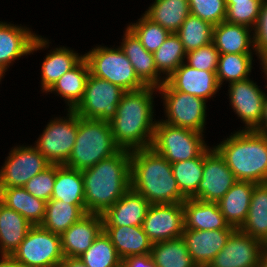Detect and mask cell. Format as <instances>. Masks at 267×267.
<instances>
[{"label":"cell","instance_id":"cell-1","mask_svg":"<svg viewBox=\"0 0 267 267\" xmlns=\"http://www.w3.org/2000/svg\"><path fill=\"white\" fill-rule=\"evenodd\" d=\"M155 89L146 86L122 95L116 114L109 121L114 141L120 149L133 151L151 147L157 123L153 119Z\"/></svg>","mask_w":267,"mask_h":267},{"label":"cell","instance_id":"cell-2","mask_svg":"<svg viewBox=\"0 0 267 267\" xmlns=\"http://www.w3.org/2000/svg\"><path fill=\"white\" fill-rule=\"evenodd\" d=\"M87 213L103 214L131 188V151L120 149L82 171Z\"/></svg>","mask_w":267,"mask_h":267},{"label":"cell","instance_id":"cell-3","mask_svg":"<svg viewBox=\"0 0 267 267\" xmlns=\"http://www.w3.org/2000/svg\"><path fill=\"white\" fill-rule=\"evenodd\" d=\"M131 188L150 204L183 203L172 165L151 147L131 151Z\"/></svg>","mask_w":267,"mask_h":267},{"label":"cell","instance_id":"cell-4","mask_svg":"<svg viewBox=\"0 0 267 267\" xmlns=\"http://www.w3.org/2000/svg\"><path fill=\"white\" fill-rule=\"evenodd\" d=\"M214 147L237 181L267 183V135L239 130Z\"/></svg>","mask_w":267,"mask_h":267},{"label":"cell","instance_id":"cell-5","mask_svg":"<svg viewBox=\"0 0 267 267\" xmlns=\"http://www.w3.org/2000/svg\"><path fill=\"white\" fill-rule=\"evenodd\" d=\"M119 150L109 121L78 116L77 138L64 166L83 171L115 155Z\"/></svg>","mask_w":267,"mask_h":267},{"label":"cell","instance_id":"cell-6","mask_svg":"<svg viewBox=\"0 0 267 267\" xmlns=\"http://www.w3.org/2000/svg\"><path fill=\"white\" fill-rule=\"evenodd\" d=\"M151 148L170 164L200 156L207 148L203 133L157 121Z\"/></svg>","mask_w":267,"mask_h":267},{"label":"cell","instance_id":"cell-7","mask_svg":"<svg viewBox=\"0 0 267 267\" xmlns=\"http://www.w3.org/2000/svg\"><path fill=\"white\" fill-rule=\"evenodd\" d=\"M84 58L94 77L105 79L125 91H137L146 87L120 47L111 49L98 46L84 54Z\"/></svg>","mask_w":267,"mask_h":267},{"label":"cell","instance_id":"cell-8","mask_svg":"<svg viewBox=\"0 0 267 267\" xmlns=\"http://www.w3.org/2000/svg\"><path fill=\"white\" fill-rule=\"evenodd\" d=\"M12 256L27 267H59L64 259L60 235L32 226Z\"/></svg>","mask_w":267,"mask_h":267},{"label":"cell","instance_id":"cell-9","mask_svg":"<svg viewBox=\"0 0 267 267\" xmlns=\"http://www.w3.org/2000/svg\"><path fill=\"white\" fill-rule=\"evenodd\" d=\"M67 110L69 116L51 120L35 145L51 165L66 164L77 138L78 115Z\"/></svg>","mask_w":267,"mask_h":267},{"label":"cell","instance_id":"cell-10","mask_svg":"<svg viewBox=\"0 0 267 267\" xmlns=\"http://www.w3.org/2000/svg\"><path fill=\"white\" fill-rule=\"evenodd\" d=\"M163 96L165 113L163 120L172 126L203 133L206 119V101L200 97L173 90L166 82L157 88Z\"/></svg>","mask_w":267,"mask_h":267},{"label":"cell","instance_id":"cell-11","mask_svg":"<svg viewBox=\"0 0 267 267\" xmlns=\"http://www.w3.org/2000/svg\"><path fill=\"white\" fill-rule=\"evenodd\" d=\"M125 92L118 85L90 74L83 98L73 110L83 118L110 121Z\"/></svg>","mask_w":267,"mask_h":267},{"label":"cell","instance_id":"cell-12","mask_svg":"<svg viewBox=\"0 0 267 267\" xmlns=\"http://www.w3.org/2000/svg\"><path fill=\"white\" fill-rule=\"evenodd\" d=\"M51 164L35 146L14 147L0 170V188L24 187Z\"/></svg>","mask_w":267,"mask_h":267},{"label":"cell","instance_id":"cell-13","mask_svg":"<svg viewBox=\"0 0 267 267\" xmlns=\"http://www.w3.org/2000/svg\"><path fill=\"white\" fill-rule=\"evenodd\" d=\"M236 182L224 157L215 147H208L204 151L203 177L197 192L191 198L218 203Z\"/></svg>","mask_w":267,"mask_h":267},{"label":"cell","instance_id":"cell-14","mask_svg":"<svg viewBox=\"0 0 267 267\" xmlns=\"http://www.w3.org/2000/svg\"><path fill=\"white\" fill-rule=\"evenodd\" d=\"M265 244L235 229L207 267H258Z\"/></svg>","mask_w":267,"mask_h":267},{"label":"cell","instance_id":"cell-15","mask_svg":"<svg viewBox=\"0 0 267 267\" xmlns=\"http://www.w3.org/2000/svg\"><path fill=\"white\" fill-rule=\"evenodd\" d=\"M142 227L153 243L182 237L185 229L183 204H151Z\"/></svg>","mask_w":267,"mask_h":267},{"label":"cell","instance_id":"cell-16","mask_svg":"<svg viewBox=\"0 0 267 267\" xmlns=\"http://www.w3.org/2000/svg\"><path fill=\"white\" fill-rule=\"evenodd\" d=\"M49 41L27 27L0 22V71L5 74L15 59L47 47Z\"/></svg>","mask_w":267,"mask_h":267},{"label":"cell","instance_id":"cell-17","mask_svg":"<svg viewBox=\"0 0 267 267\" xmlns=\"http://www.w3.org/2000/svg\"><path fill=\"white\" fill-rule=\"evenodd\" d=\"M229 85L230 105L245 123L243 130H255L263 116L266 94L250 78Z\"/></svg>","mask_w":267,"mask_h":267},{"label":"cell","instance_id":"cell-18","mask_svg":"<svg viewBox=\"0 0 267 267\" xmlns=\"http://www.w3.org/2000/svg\"><path fill=\"white\" fill-rule=\"evenodd\" d=\"M235 230L233 226L218 230L184 229L182 238L186 243L192 261L198 267H207L214 256L225 246Z\"/></svg>","mask_w":267,"mask_h":267},{"label":"cell","instance_id":"cell-19","mask_svg":"<svg viewBox=\"0 0 267 267\" xmlns=\"http://www.w3.org/2000/svg\"><path fill=\"white\" fill-rule=\"evenodd\" d=\"M173 90L204 99L213 97L221 88L216 78V71L195 69L185 61L165 81Z\"/></svg>","mask_w":267,"mask_h":267},{"label":"cell","instance_id":"cell-20","mask_svg":"<svg viewBox=\"0 0 267 267\" xmlns=\"http://www.w3.org/2000/svg\"><path fill=\"white\" fill-rule=\"evenodd\" d=\"M102 231V214L87 213L84 215L60 235L64 257L82 255Z\"/></svg>","mask_w":267,"mask_h":267},{"label":"cell","instance_id":"cell-21","mask_svg":"<svg viewBox=\"0 0 267 267\" xmlns=\"http://www.w3.org/2000/svg\"><path fill=\"white\" fill-rule=\"evenodd\" d=\"M120 48L134 67L138 78L146 85L160 87L165 81L157 70L154 54L148 52L137 36L127 27Z\"/></svg>","mask_w":267,"mask_h":267},{"label":"cell","instance_id":"cell-22","mask_svg":"<svg viewBox=\"0 0 267 267\" xmlns=\"http://www.w3.org/2000/svg\"><path fill=\"white\" fill-rule=\"evenodd\" d=\"M151 204L130 188L103 214V226H142Z\"/></svg>","mask_w":267,"mask_h":267},{"label":"cell","instance_id":"cell-23","mask_svg":"<svg viewBox=\"0 0 267 267\" xmlns=\"http://www.w3.org/2000/svg\"><path fill=\"white\" fill-rule=\"evenodd\" d=\"M119 257L123 260L130 256L151 253L153 242L142 226H103Z\"/></svg>","mask_w":267,"mask_h":267},{"label":"cell","instance_id":"cell-24","mask_svg":"<svg viewBox=\"0 0 267 267\" xmlns=\"http://www.w3.org/2000/svg\"><path fill=\"white\" fill-rule=\"evenodd\" d=\"M182 204L185 229L218 230L229 227L217 202L187 198Z\"/></svg>","mask_w":267,"mask_h":267},{"label":"cell","instance_id":"cell-25","mask_svg":"<svg viewBox=\"0 0 267 267\" xmlns=\"http://www.w3.org/2000/svg\"><path fill=\"white\" fill-rule=\"evenodd\" d=\"M256 183L237 181L219 200L218 205L229 226L239 229L246 220Z\"/></svg>","mask_w":267,"mask_h":267},{"label":"cell","instance_id":"cell-26","mask_svg":"<svg viewBox=\"0 0 267 267\" xmlns=\"http://www.w3.org/2000/svg\"><path fill=\"white\" fill-rule=\"evenodd\" d=\"M250 29L223 21L213 26L212 42L220 54L252 53L250 47L254 50V38L250 36Z\"/></svg>","mask_w":267,"mask_h":267},{"label":"cell","instance_id":"cell-27","mask_svg":"<svg viewBox=\"0 0 267 267\" xmlns=\"http://www.w3.org/2000/svg\"><path fill=\"white\" fill-rule=\"evenodd\" d=\"M0 202L20 213L32 226L41 225L46 201L38 199L23 187L0 188Z\"/></svg>","mask_w":267,"mask_h":267},{"label":"cell","instance_id":"cell-28","mask_svg":"<svg viewBox=\"0 0 267 267\" xmlns=\"http://www.w3.org/2000/svg\"><path fill=\"white\" fill-rule=\"evenodd\" d=\"M32 225L18 212L0 202V253L12 255Z\"/></svg>","mask_w":267,"mask_h":267},{"label":"cell","instance_id":"cell-29","mask_svg":"<svg viewBox=\"0 0 267 267\" xmlns=\"http://www.w3.org/2000/svg\"><path fill=\"white\" fill-rule=\"evenodd\" d=\"M90 75L88 62L83 58L74 68L63 74L47 92H57L67 100L69 110H73L82 100Z\"/></svg>","mask_w":267,"mask_h":267},{"label":"cell","instance_id":"cell-30","mask_svg":"<svg viewBox=\"0 0 267 267\" xmlns=\"http://www.w3.org/2000/svg\"><path fill=\"white\" fill-rule=\"evenodd\" d=\"M190 14L189 0H155L144 15L170 33H176Z\"/></svg>","mask_w":267,"mask_h":267},{"label":"cell","instance_id":"cell-31","mask_svg":"<svg viewBox=\"0 0 267 267\" xmlns=\"http://www.w3.org/2000/svg\"><path fill=\"white\" fill-rule=\"evenodd\" d=\"M239 230L267 242V183L254 186L246 220Z\"/></svg>","mask_w":267,"mask_h":267},{"label":"cell","instance_id":"cell-32","mask_svg":"<svg viewBox=\"0 0 267 267\" xmlns=\"http://www.w3.org/2000/svg\"><path fill=\"white\" fill-rule=\"evenodd\" d=\"M51 199L85 206L82 171L56 165V178Z\"/></svg>","mask_w":267,"mask_h":267},{"label":"cell","instance_id":"cell-33","mask_svg":"<svg viewBox=\"0 0 267 267\" xmlns=\"http://www.w3.org/2000/svg\"><path fill=\"white\" fill-rule=\"evenodd\" d=\"M86 214V206H77L51 199L46 203L45 216L40 226L61 235Z\"/></svg>","mask_w":267,"mask_h":267},{"label":"cell","instance_id":"cell-34","mask_svg":"<svg viewBox=\"0 0 267 267\" xmlns=\"http://www.w3.org/2000/svg\"><path fill=\"white\" fill-rule=\"evenodd\" d=\"M83 58L84 55L79 56L78 53L66 47L51 50L42 63L43 92H47L63 74L74 68Z\"/></svg>","mask_w":267,"mask_h":267},{"label":"cell","instance_id":"cell-35","mask_svg":"<svg viewBox=\"0 0 267 267\" xmlns=\"http://www.w3.org/2000/svg\"><path fill=\"white\" fill-rule=\"evenodd\" d=\"M150 255L157 267H198L182 237L153 243Z\"/></svg>","mask_w":267,"mask_h":267},{"label":"cell","instance_id":"cell-36","mask_svg":"<svg viewBox=\"0 0 267 267\" xmlns=\"http://www.w3.org/2000/svg\"><path fill=\"white\" fill-rule=\"evenodd\" d=\"M172 173L180 192L191 198L198 190L203 177L204 152L197 158L172 163Z\"/></svg>","mask_w":267,"mask_h":267},{"label":"cell","instance_id":"cell-37","mask_svg":"<svg viewBox=\"0 0 267 267\" xmlns=\"http://www.w3.org/2000/svg\"><path fill=\"white\" fill-rule=\"evenodd\" d=\"M186 53L212 42L213 25L210 22L190 14L176 32Z\"/></svg>","mask_w":267,"mask_h":267},{"label":"cell","instance_id":"cell-38","mask_svg":"<svg viewBox=\"0 0 267 267\" xmlns=\"http://www.w3.org/2000/svg\"><path fill=\"white\" fill-rule=\"evenodd\" d=\"M252 53L220 54L216 78L220 87L226 80L231 82L248 79L252 69Z\"/></svg>","mask_w":267,"mask_h":267},{"label":"cell","instance_id":"cell-39","mask_svg":"<svg viewBox=\"0 0 267 267\" xmlns=\"http://www.w3.org/2000/svg\"><path fill=\"white\" fill-rule=\"evenodd\" d=\"M87 267H122L119 257L110 238L102 231L92 245L79 256Z\"/></svg>","mask_w":267,"mask_h":267},{"label":"cell","instance_id":"cell-40","mask_svg":"<svg viewBox=\"0 0 267 267\" xmlns=\"http://www.w3.org/2000/svg\"><path fill=\"white\" fill-rule=\"evenodd\" d=\"M155 65L168 78L185 60L186 52L176 33H170L164 43L153 53Z\"/></svg>","mask_w":267,"mask_h":267},{"label":"cell","instance_id":"cell-41","mask_svg":"<svg viewBox=\"0 0 267 267\" xmlns=\"http://www.w3.org/2000/svg\"><path fill=\"white\" fill-rule=\"evenodd\" d=\"M128 28L150 53H154L170 35L169 31L161 25L154 23L144 14L136 23L129 25Z\"/></svg>","mask_w":267,"mask_h":267},{"label":"cell","instance_id":"cell-42","mask_svg":"<svg viewBox=\"0 0 267 267\" xmlns=\"http://www.w3.org/2000/svg\"><path fill=\"white\" fill-rule=\"evenodd\" d=\"M262 2L263 0H242L226 3L225 21L248 28L252 27L254 30L259 19Z\"/></svg>","mask_w":267,"mask_h":267},{"label":"cell","instance_id":"cell-43","mask_svg":"<svg viewBox=\"0 0 267 267\" xmlns=\"http://www.w3.org/2000/svg\"><path fill=\"white\" fill-rule=\"evenodd\" d=\"M190 13L213 26L225 21L226 0H189Z\"/></svg>","mask_w":267,"mask_h":267},{"label":"cell","instance_id":"cell-44","mask_svg":"<svg viewBox=\"0 0 267 267\" xmlns=\"http://www.w3.org/2000/svg\"><path fill=\"white\" fill-rule=\"evenodd\" d=\"M56 178V165H50L44 171L32 177L23 187L34 197L48 202L51 200Z\"/></svg>","mask_w":267,"mask_h":267},{"label":"cell","instance_id":"cell-45","mask_svg":"<svg viewBox=\"0 0 267 267\" xmlns=\"http://www.w3.org/2000/svg\"><path fill=\"white\" fill-rule=\"evenodd\" d=\"M219 56V51L214 43L211 42L186 53V64L198 70L217 71Z\"/></svg>","mask_w":267,"mask_h":267},{"label":"cell","instance_id":"cell-46","mask_svg":"<svg viewBox=\"0 0 267 267\" xmlns=\"http://www.w3.org/2000/svg\"><path fill=\"white\" fill-rule=\"evenodd\" d=\"M254 51L259 59L267 53V0H263L260 10L259 19L254 28Z\"/></svg>","mask_w":267,"mask_h":267},{"label":"cell","instance_id":"cell-47","mask_svg":"<svg viewBox=\"0 0 267 267\" xmlns=\"http://www.w3.org/2000/svg\"><path fill=\"white\" fill-rule=\"evenodd\" d=\"M122 267H157L150 254L130 256L122 260Z\"/></svg>","mask_w":267,"mask_h":267},{"label":"cell","instance_id":"cell-48","mask_svg":"<svg viewBox=\"0 0 267 267\" xmlns=\"http://www.w3.org/2000/svg\"><path fill=\"white\" fill-rule=\"evenodd\" d=\"M0 267H27L17 261L12 255H1Z\"/></svg>","mask_w":267,"mask_h":267},{"label":"cell","instance_id":"cell-49","mask_svg":"<svg viewBox=\"0 0 267 267\" xmlns=\"http://www.w3.org/2000/svg\"><path fill=\"white\" fill-rule=\"evenodd\" d=\"M254 131L260 134L267 135V95H265L262 119L258 127Z\"/></svg>","mask_w":267,"mask_h":267},{"label":"cell","instance_id":"cell-50","mask_svg":"<svg viewBox=\"0 0 267 267\" xmlns=\"http://www.w3.org/2000/svg\"><path fill=\"white\" fill-rule=\"evenodd\" d=\"M59 267H87L79 257H64Z\"/></svg>","mask_w":267,"mask_h":267},{"label":"cell","instance_id":"cell-51","mask_svg":"<svg viewBox=\"0 0 267 267\" xmlns=\"http://www.w3.org/2000/svg\"><path fill=\"white\" fill-rule=\"evenodd\" d=\"M261 65H262V69H263V72L266 74L265 76L267 77V53L264 54L261 58Z\"/></svg>","mask_w":267,"mask_h":267},{"label":"cell","instance_id":"cell-52","mask_svg":"<svg viewBox=\"0 0 267 267\" xmlns=\"http://www.w3.org/2000/svg\"><path fill=\"white\" fill-rule=\"evenodd\" d=\"M258 267H267V250L264 251L258 264Z\"/></svg>","mask_w":267,"mask_h":267},{"label":"cell","instance_id":"cell-53","mask_svg":"<svg viewBox=\"0 0 267 267\" xmlns=\"http://www.w3.org/2000/svg\"><path fill=\"white\" fill-rule=\"evenodd\" d=\"M235 1H242V0H226V3H235Z\"/></svg>","mask_w":267,"mask_h":267},{"label":"cell","instance_id":"cell-54","mask_svg":"<svg viewBox=\"0 0 267 267\" xmlns=\"http://www.w3.org/2000/svg\"><path fill=\"white\" fill-rule=\"evenodd\" d=\"M4 74L0 71V81H1V78Z\"/></svg>","mask_w":267,"mask_h":267}]
</instances>
